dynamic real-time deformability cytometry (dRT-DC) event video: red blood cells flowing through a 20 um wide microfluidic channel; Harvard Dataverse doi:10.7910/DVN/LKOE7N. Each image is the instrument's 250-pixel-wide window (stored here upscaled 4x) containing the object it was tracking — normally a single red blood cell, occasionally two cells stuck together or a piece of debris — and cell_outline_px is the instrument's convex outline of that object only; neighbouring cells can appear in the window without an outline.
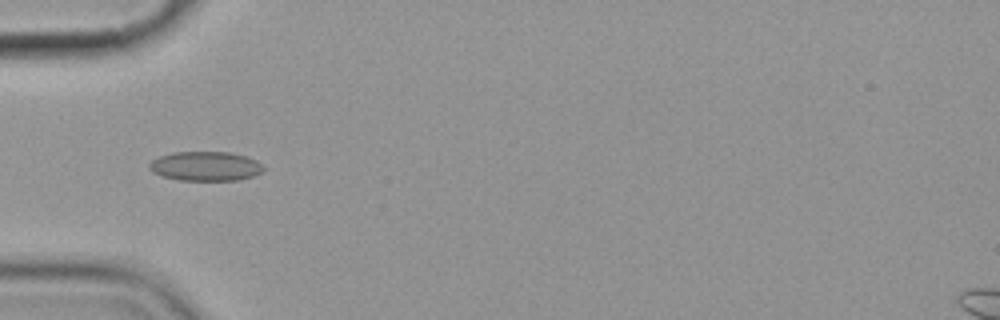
{"species": "common noctule bat (a hibernating species)", "species_latin": "Nyctalus noctula", "temperature_condition": "cold", "stored_images_in_passage": 10, "camera_frame_rate_fps": 3000, "um_per_image_px": 0.085, "animal": {"sex": "female", "body_mass_g": 19.9}, "frame": {"image": 1, "passage_image": 6, "time_ms": 6.0, "image_size_px": [1000, 320], "cell_outline_px": [[264, 172], [240, 180], [180, 180], [164, 176], [152, 172], [148, 168], [148, 164], [152, 160], [160, 156], [172, 152], [228, 152], [248, 156], [256, 160], [264, 168]], "centroid_in_image_um": [17.48, 14.12], "position_along_channel_um": 67.5, "area_um2": 19.59}}
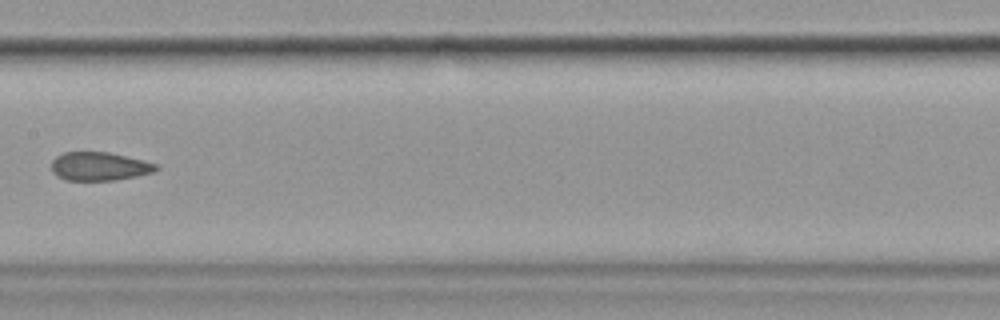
{"frame": {"image": 2, "passage_image": 9, "time_ms": 9.667, "image_size_px": [1000, 320], "cell_outline_px": [[160, 168], [152, 172], [136, 176], [116, 180], [64, 180], [56, 176], [52, 172], [52, 160], [56, 156], [64, 152], [108, 152], [144, 160], [156, 164]], "centroid_in_image_um": [8.42, 14.14], "position_along_channel_um": 199.0, "area_um2": 17.4}}
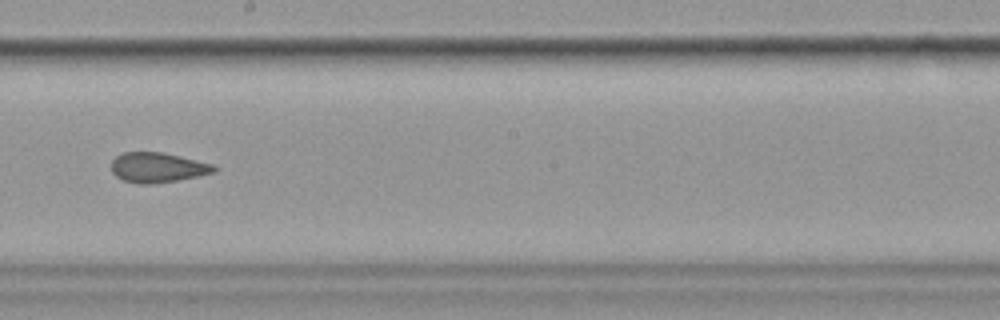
{"frame": {"image": 3, "passage_image": 10, "time_ms": 10.667, "image_size_px": [1000, 320], "cell_outline_px": [[216, 172], [200, 176], [152, 184], [136, 184], [124, 180], [116, 176], [112, 172], [112, 160], [116, 156], [124, 152], [160, 152], [180, 156], [212, 164], [216, 168]], "centroid_in_image_um": [13.39, 14.24], "position_along_channel_um": 234.8, "area_um2": 17.86}}